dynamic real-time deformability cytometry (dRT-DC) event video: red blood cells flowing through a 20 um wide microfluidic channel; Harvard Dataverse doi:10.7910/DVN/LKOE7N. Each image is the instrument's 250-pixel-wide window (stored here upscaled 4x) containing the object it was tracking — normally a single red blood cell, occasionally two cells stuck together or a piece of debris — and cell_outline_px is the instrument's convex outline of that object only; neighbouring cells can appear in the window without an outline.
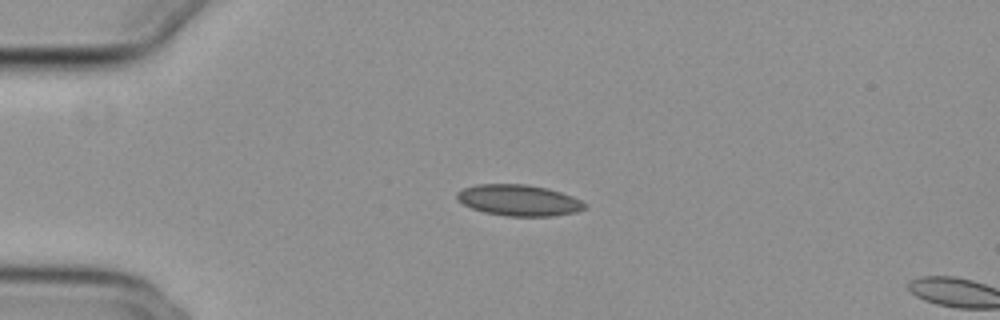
{"species": "common noctule bat (a hibernating species)", "species_latin": "Nyctalus noctula", "temperature_condition": "cold", "stored_images_in_passage": 15, "camera_frame_rate_fps": 3000, "um_per_image_px": 0.085, "animal": {"sex": "female", "body_mass_g": 29.2, "forearm_length_mm": 56.3}, "frame": {"image": 1, "passage_image": 13, "time_ms": 4.0, "image_size_px": [1000, 320], "cell_outline_px": [[588, 208], [576, 212], [552, 216], [504, 216], [484, 212], [472, 208], [456, 200], [456, 192], [464, 188], [476, 184], [528, 184], [548, 188], [572, 196], [588, 204]], "centroid_in_image_um": [44.11, 17.02], "position_along_channel_um": 40.9, "area_um2": 23.41}}